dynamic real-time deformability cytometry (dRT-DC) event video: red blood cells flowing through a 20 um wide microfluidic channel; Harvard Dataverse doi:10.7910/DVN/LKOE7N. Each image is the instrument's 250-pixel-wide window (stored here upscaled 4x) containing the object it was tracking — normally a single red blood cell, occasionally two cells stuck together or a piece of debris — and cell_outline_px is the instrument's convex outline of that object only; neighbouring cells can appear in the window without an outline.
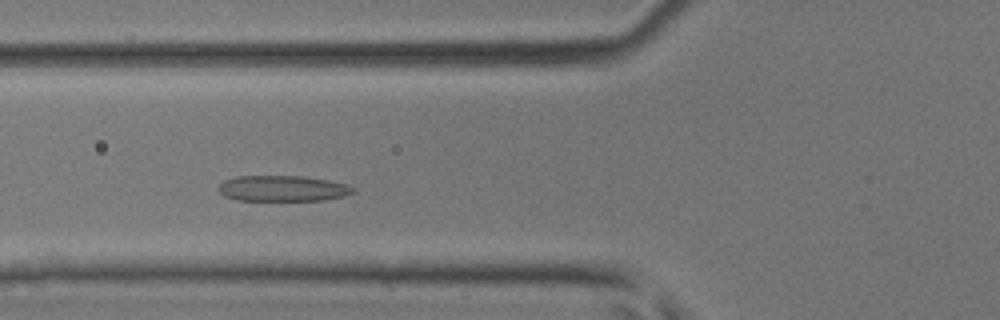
{"species": "common noctule bat (a hibernating species)", "species_latin": "Nyctalus noctula", "temperature_condition": "room temperature", "stored_images_in_passage": 41, "camera_frame_rate_fps": 3000, "um_per_image_px": 0.085, "animal": {"sex": "male", "body_mass_g": 17.9, "forearm_length_mm": 54.2}, "frame": {"image": 1, "passage_image": 12, "time_ms": 3.667, "image_size_px": [1000, 320], "cell_outline_px": [[356, 192], [344, 196], [324, 200], [236, 200], [224, 196], [216, 188], [224, 180], [236, 176], [300, 176], [328, 180], [348, 184], [356, 188]], "centroid_in_image_um": [24.04, 16.01], "position_along_channel_um": 101.8, "area_um2": 20.35}}
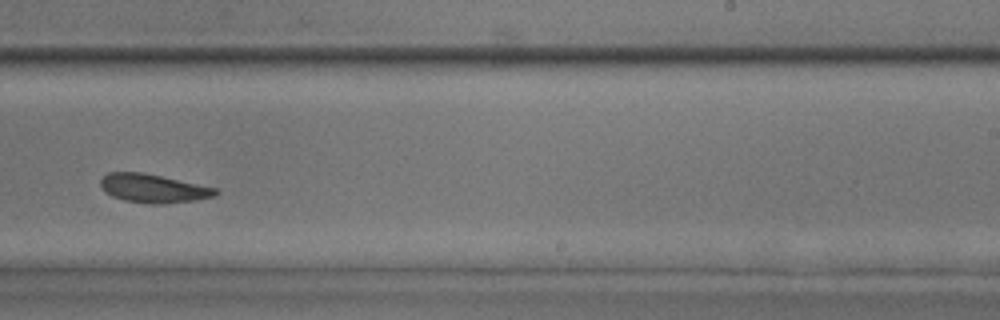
{"frame": {"image": 2, "passage_image": 24, "time_ms": 7.667, "image_size_px": [1000, 320], "cell_outline_px": [[220, 192], [216, 196], [192, 200], [164, 204], [148, 204], [124, 200], [112, 196], [104, 192], [100, 184], [100, 180], [108, 172], [140, 172], [160, 176], [216, 188]], "centroid_in_image_um": [13.0, 16.02], "position_along_channel_um": 276.0, "area_um2": 19.02}}
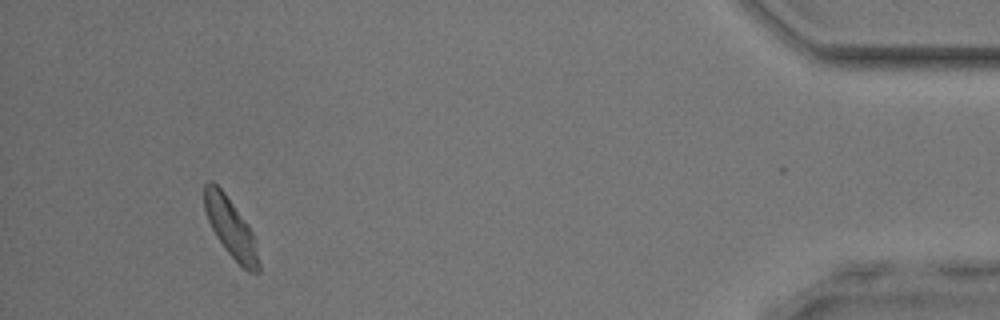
{"frame": {"image": 3, "passage_image": 38, "time_ms": 12.333, "image_size_px": [1000, 320], "cell_outline_px": [[260, 272], [248, 272], [228, 252], [216, 236], [208, 220], [204, 208], [204, 184], [208, 180], [212, 180], [224, 192], [252, 232], [256, 240], [260, 264]], "centroid_in_image_um": [19.61, 19.36], "position_along_channel_um": 415.6, "area_um2": 18.38}}